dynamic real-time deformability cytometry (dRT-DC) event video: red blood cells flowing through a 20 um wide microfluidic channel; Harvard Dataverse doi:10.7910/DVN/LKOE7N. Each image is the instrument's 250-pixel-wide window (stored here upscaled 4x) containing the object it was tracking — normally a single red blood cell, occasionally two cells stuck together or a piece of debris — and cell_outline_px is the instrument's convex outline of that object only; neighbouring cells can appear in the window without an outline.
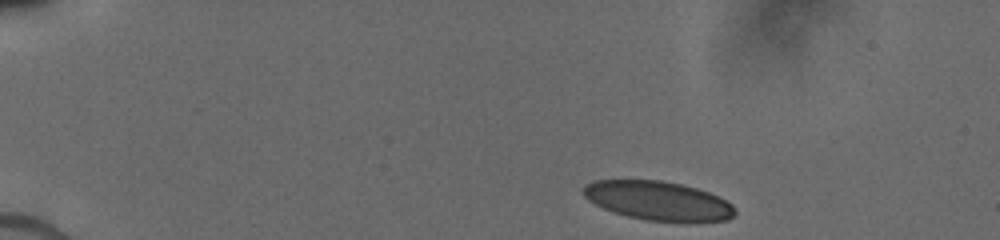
{"species": "human", "species_latin": "Homo sapiens", "temperature_condition": "cold", "stored_images_in_passage": 11, "camera_frame_rate_fps": 3000, "um_per_image_px": 0.085, "donor": {"sex": "male"}, "frame": {"image": 1, "passage_image": 1, "time_ms": 0.0, "image_size_px": [1000, 240], "cell_outline_px": [[736, 212], [728, 220], [644, 220], [612, 212], [588, 200], [584, 196], [584, 184], [596, 180], [660, 180], [680, 184], [696, 188], [720, 196], [732, 204], [736, 208]], "centroid_in_image_um": [55.92, 17.04], "position_along_channel_um": 29.1, "area_um2": 33.99}}
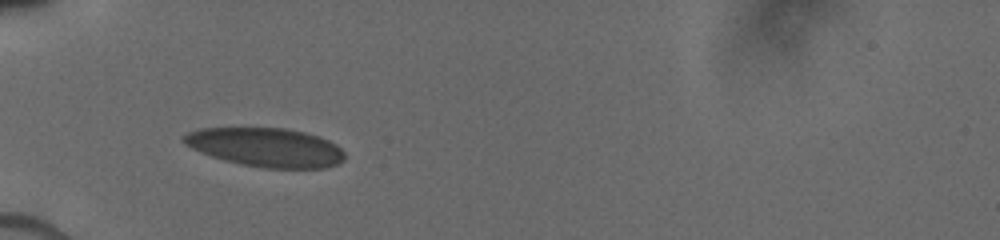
{"frame": {"image": 2, "passage_image": 8, "time_ms": 3.0, "image_size_px": [1000, 240], "cell_outline_px": [[344, 160], [336, 164], [324, 168], [264, 168], [240, 164], [224, 160], [200, 152], [184, 144], [180, 140], [180, 136], [188, 132], [200, 128], [288, 128], [320, 136], [336, 144], [344, 152]], "centroid_in_image_um": [22.57, 12.51], "position_along_channel_um": 62.4, "area_um2": 36.7}}
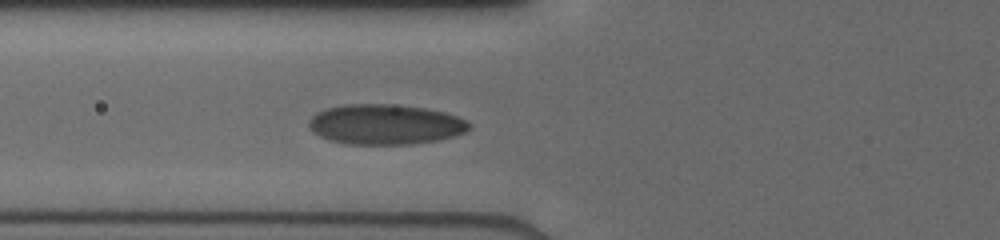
{"frame": {"image": 3, "passage_image": 11, "time_ms": 4.0, "image_size_px": [1000, 240], "cell_outline_px": [[472, 128], [464, 132], [452, 136], [436, 140], [412, 144], [348, 144], [328, 140], [312, 132], [308, 128], [308, 120], [316, 112], [324, 108], [348, 104], [388, 104], [424, 108], [444, 112], [456, 116], [472, 124]], "centroid_in_image_um": [32.69, 10.57], "position_along_channel_um": 93.1, "area_um2": 37.57}}